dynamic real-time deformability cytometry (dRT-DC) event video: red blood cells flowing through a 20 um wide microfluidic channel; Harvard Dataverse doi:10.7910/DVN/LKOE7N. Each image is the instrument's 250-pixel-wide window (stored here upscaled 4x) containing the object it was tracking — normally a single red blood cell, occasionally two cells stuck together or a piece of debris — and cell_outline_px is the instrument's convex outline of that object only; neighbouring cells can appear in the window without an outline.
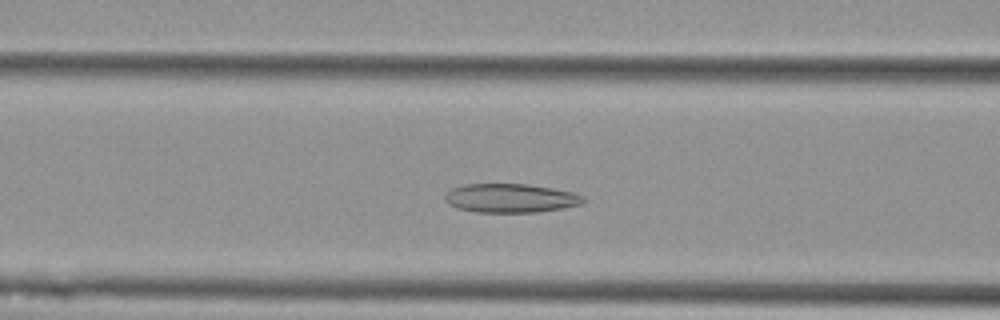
{"species": "Egyptian fruit bat (a non-hibernating species)", "species_latin": "Rousettus aegyptiacus", "temperature_condition": "cold", "stored_images_in_passage": 40, "camera_frame_rate_fps": 3000, "um_per_image_px": 0.085, "animal": {"sex": "female"}, "frame": {"image": 1, "passage_image": 7, "time_ms": 2.0, "image_size_px": [1000, 320], "cell_outline_px": [[584, 200], [580, 204], [540, 212], [476, 212], [456, 208], [448, 204], [444, 200], [444, 196], [452, 188], [464, 184], [528, 184], [552, 188], [572, 192], [584, 196]], "centroid_in_image_um": [43.35, 16.84], "position_along_channel_um": 123.2, "area_um2": 23.24}}
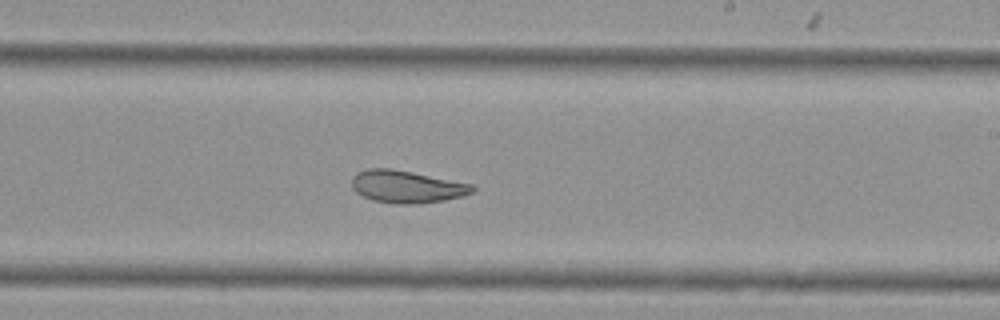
{"frame": {"image": 2, "passage_image": 18, "time_ms": 5.667, "image_size_px": [1000, 320], "cell_outline_px": [[476, 188], [472, 192], [464, 196], [444, 200], [420, 204], [396, 204], [372, 200], [356, 192], [352, 188], [352, 176], [356, 172], [368, 168], [392, 168], [472, 184]], "centroid_in_image_um": [34.55, 15.87], "position_along_channel_um": 254.4, "area_um2": 22.89}}
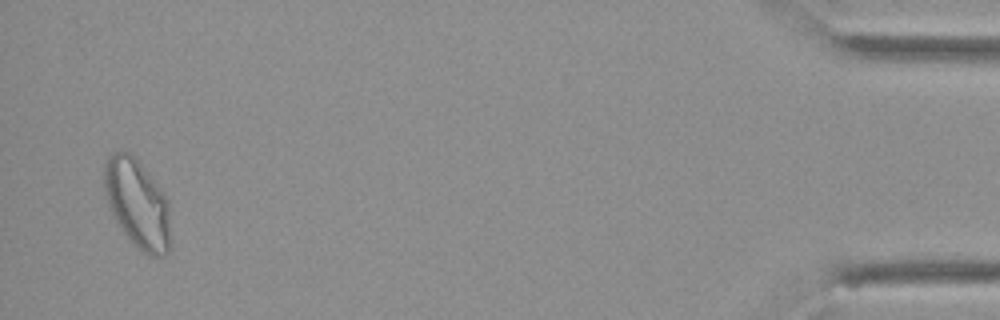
{"frame": {"image": 3, "passage_image": 39, "time_ms": 12.667, "image_size_px": [1000, 320], "cell_outline_px": [[172, 248], [164, 256], [152, 256], [144, 252], [124, 232], [116, 220], [104, 196], [104, 160], [112, 152], [128, 152], [140, 164], [164, 192], [168, 200], [172, 240]], "centroid_in_image_um": [11.71, 17.32], "position_along_channel_um": 423.5, "area_um2": 34.33}, "authors_computed_cell_mechanics": {"area_um2": 23.8136, "velocity_mm_per_s": 3.5881, "shape_relaxation_time_tau1_ms": null, "shape_relaxation_time_tau2_ms": 2.7877, "deformation_change_tau1": null, "deformation_change_tau2": 0.096}}